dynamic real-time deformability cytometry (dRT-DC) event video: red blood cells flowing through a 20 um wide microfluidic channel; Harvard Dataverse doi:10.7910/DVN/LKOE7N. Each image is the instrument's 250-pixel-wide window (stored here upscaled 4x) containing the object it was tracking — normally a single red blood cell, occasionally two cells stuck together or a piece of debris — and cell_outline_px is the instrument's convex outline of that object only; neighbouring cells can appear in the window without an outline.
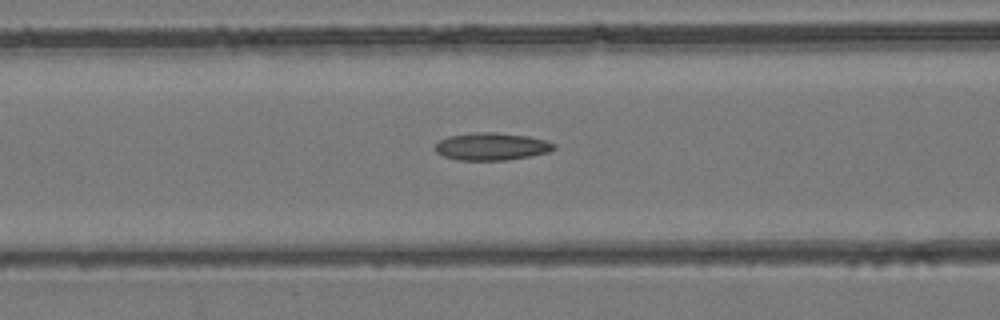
{"species": "common noctule bat (a hibernating species)", "species_latin": "Nyctalus noctula", "temperature_condition": "room temperature", "stored_images_in_passage": 44, "camera_frame_rate_fps": 3000, "um_per_image_px": 0.085, "animal": {"sex": "female", "body_mass_g": 24.6, "forearm_length_mm": 56.2}, "frame": {"image": 1, "passage_image": 18, "time_ms": 5.667, "image_size_px": [1000, 320], "cell_outline_px": [[556, 148], [548, 152], [528, 156], [504, 160], [456, 160], [444, 156], [436, 152], [432, 148], [440, 140], [448, 136], [476, 132], [496, 132], [528, 136], [544, 140], [556, 144]], "centroid_in_image_um": [41.75, 12.45], "position_along_channel_um": 124.9, "area_um2": 19.02}}
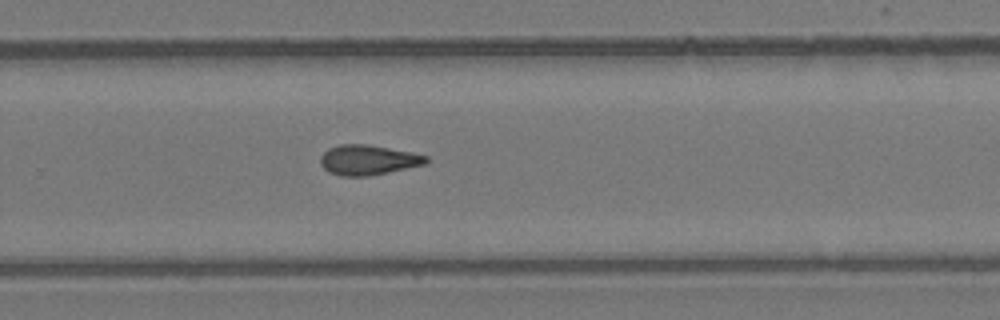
{"frame": {"image": 2, "passage_image": 29, "time_ms": 9.333, "image_size_px": [1000, 320], "cell_outline_px": [[428, 160], [424, 164], [388, 172], [368, 176], [340, 176], [328, 172], [320, 164], [320, 156], [328, 148], [340, 144], [368, 144], [412, 152], [428, 156]], "centroid_in_image_um": [31.25, 13.59], "position_along_channel_um": 298.6, "area_um2": 18.5}}
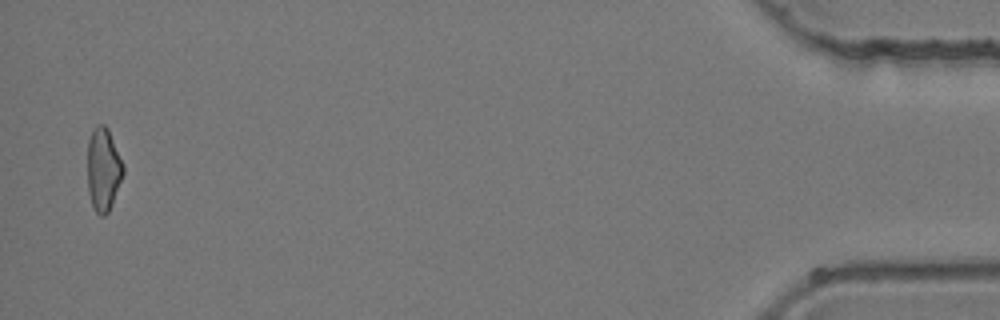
{"frame": {"image": 3, "passage_image": 43, "time_ms": 14.0, "image_size_px": [1000, 320], "cell_outline_px": [[124, 172], [112, 204], [108, 212], [104, 216], [100, 216], [96, 212], [92, 204], [88, 192], [88, 140], [92, 128], [96, 124], [104, 124], [108, 128], [124, 164]], "centroid_in_image_um": [8.78, 14.36], "position_along_channel_um": 426.4, "area_um2": 17.46}}